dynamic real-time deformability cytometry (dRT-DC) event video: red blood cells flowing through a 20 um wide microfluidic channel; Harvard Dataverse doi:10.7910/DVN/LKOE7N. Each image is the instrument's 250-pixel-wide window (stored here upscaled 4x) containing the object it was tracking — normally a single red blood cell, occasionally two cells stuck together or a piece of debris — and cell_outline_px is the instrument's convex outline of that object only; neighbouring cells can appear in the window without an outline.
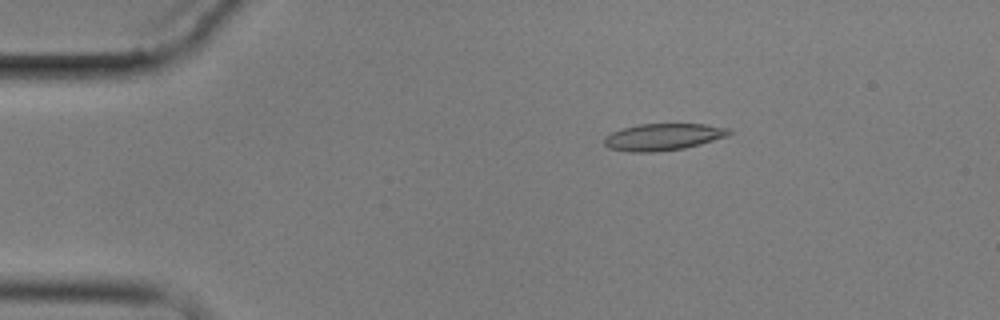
{"species": "common noctule bat (a hibernating species)", "species_latin": "Nyctalus noctula", "temperature_condition": "cold", "stored_images_in_passage": 4, "camera_frame_rate_fps": 3000, "um_per_image_px": 0.085, "animal": {"sex": "male", "body_mass_g": 17.9}, "frame": {"image": 1, "passage_image": 3, "time_ms": 2.333, "image_size_px": [1000, 320], "cell_outline_px": [[732, 132], [728, 136], [700, 144], [684, 148], [652, 152], [632, 152], [608, 148], [604, 144], [604, 136], [612, 132], [624, 128], [640, 124], [704, 124], [732, 128]], "centroid_in_image_um": [56.39, 11.63], "position_along_channel_um": 28.6, "area_um2": 19.54}}
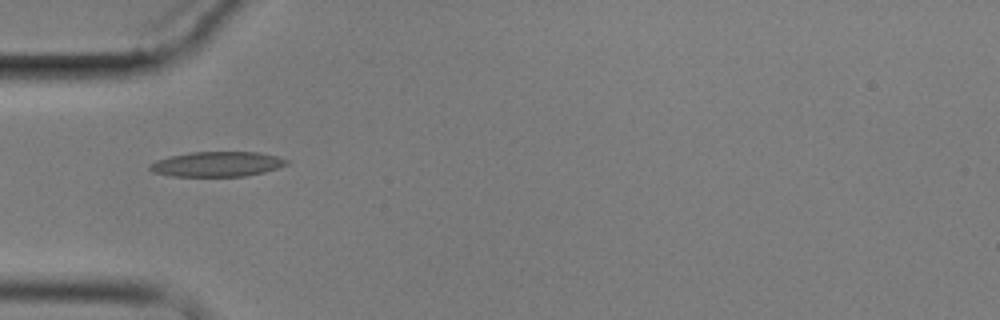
{"frame": {"image": 2, "passage_image": 4, "time_ms": 5.0, "image_size_px": [1000, 320], "cell_outline_px": [[288, 164], [264, 172], [244, 176], [172, 176], [152, 172], [148, 168], [148, 164], [156, 160], [172, 156], [192, 152], [260, 152], [276, 156], [288, 160]], "centroid_in_image_um": [18.43, 13.95], "position_along_channel_um": 66.6, "area_um2": 19.83}}